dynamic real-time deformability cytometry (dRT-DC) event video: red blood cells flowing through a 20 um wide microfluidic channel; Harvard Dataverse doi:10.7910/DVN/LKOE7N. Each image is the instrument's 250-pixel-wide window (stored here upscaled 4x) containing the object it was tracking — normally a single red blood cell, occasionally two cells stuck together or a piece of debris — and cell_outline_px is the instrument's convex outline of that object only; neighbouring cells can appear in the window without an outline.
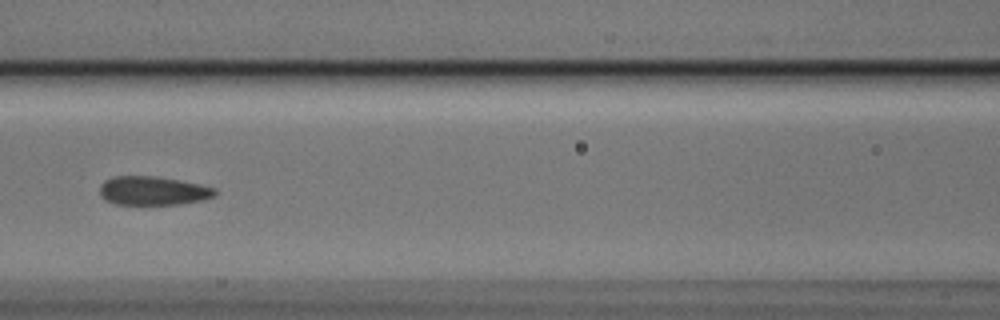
{"species": "Egyptian fruit bat (a non-hibernating species)", "species_latin": "Rousettus aegyptiacus", "temperature_condition": "cold", "stored_images_in_passage": 7, "camera_frame_rate_fps": 3000, "um_per_image_px": 0.085, "animal": {"sex": "male"}, "frame": {"image": 1, "passage_image": 7, "time_ms": 2.0, "image_size_px": [1000, 320], "cell_outline_px": [[216, 196], [204, 200], [180, 204], [116, 204], [104, 200], [100, 196], [100, 184], [104, 180], [112, 176], [156, 176], [180, 180], [200, 184], [216, 188]], "centroid_in_image_um": [13.0, 16.21], "position_along_channel_um": 153.6, "area_um2": 19.59}}